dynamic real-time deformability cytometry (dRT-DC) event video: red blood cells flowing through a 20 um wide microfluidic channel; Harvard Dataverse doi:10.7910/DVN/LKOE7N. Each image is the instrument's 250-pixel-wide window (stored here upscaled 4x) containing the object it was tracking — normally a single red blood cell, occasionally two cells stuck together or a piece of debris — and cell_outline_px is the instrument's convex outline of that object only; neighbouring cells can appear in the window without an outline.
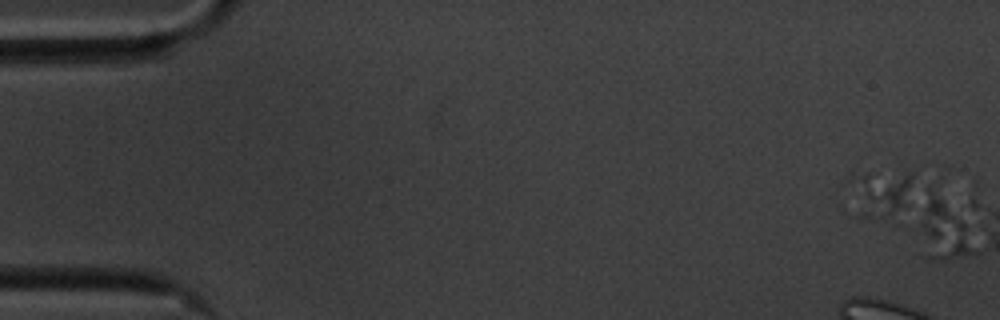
{"species": "common noctule bat (a hibernating species)", "species_latin": "Nyctalus noctula", "temperature_condition": "cold", "stored_images_in_passage": 3, "camera_frame_rate_fps": 3000, "um_per_image_px": 0.085, "animal": {"sex": "male", "body_mass_g": 20.1, "forearm_length_mm": 53.5}, "frame": {"image": 1, "passage_image": 3, "time_ms": 0.667, "image_size_px": [1000, 320], "cell_outline_px": [[912, 184], [900, 224], [896, 228], [880, 216], [868, 200], [868, 192], [908, 172], [912, 172]], "centroid_in_image_um": [75.82, 16.88], "position_along_channel_um": 9.2, "area_um2": 10.35}}